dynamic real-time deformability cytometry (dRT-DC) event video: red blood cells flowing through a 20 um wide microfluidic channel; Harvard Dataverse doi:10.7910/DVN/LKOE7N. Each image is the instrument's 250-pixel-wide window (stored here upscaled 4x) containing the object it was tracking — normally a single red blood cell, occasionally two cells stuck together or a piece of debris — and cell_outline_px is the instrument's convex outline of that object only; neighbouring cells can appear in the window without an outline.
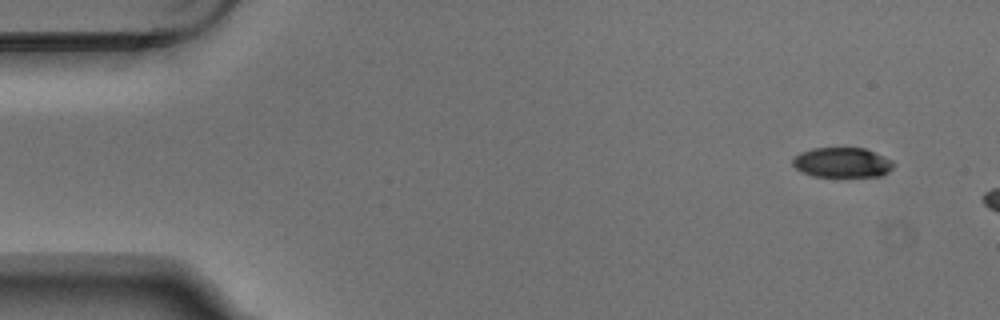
{"species": "Egyptian fruit bat (a non-hibernating species)", "species_latin": "Rousettus aegyptiacus", "temperature_condition": "warm", "stored_images_in_passage": 3, "camera_frame_rate_fps": 3000, "um_per_image_px": 0.085, "animal": {"sex": "male"}, "frame": {"image": 1, "passage_image": 1, "time_ms": 0.0, "image_size_px": [1000, 320], "cell_outline_px": [[896, 164], [888, 172], [880, 176], [812, 176], [796, 168], [792, 164], [792, 160], [800, 152], [812, 148], [864, 148], [892, 160]], "centroid_in_image_um": [71.59, 13.81], "position_along_channel_um": 13.4, "area_um2": 17.46}}